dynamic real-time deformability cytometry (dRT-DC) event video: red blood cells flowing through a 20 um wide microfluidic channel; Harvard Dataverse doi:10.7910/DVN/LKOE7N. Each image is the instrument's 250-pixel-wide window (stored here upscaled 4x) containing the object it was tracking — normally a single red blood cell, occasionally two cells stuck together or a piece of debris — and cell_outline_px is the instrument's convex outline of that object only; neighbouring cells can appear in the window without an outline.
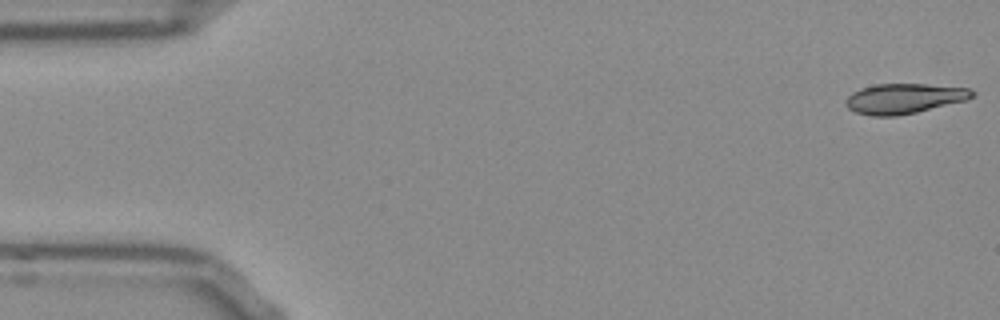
{"species": "Egyptian fruit bat (a non-hibernating species)", "species_latin": "Rousettus aegyptiacus", "temperature_condition": "room temperature", "stored_images_in_passage": 18, "camera_frame_rate_fps": 3000, "um_per_image_px": 0.085, "frame": {"image": 1, "passage_image": 1, "time_ms": 0.0, "image_size_px": [1000, 320], "cell_outline_px": [[976, 92], [968, 100], [916, 112], [896, 116], [872, 116], [856, 112], [848, 108], [844, 100], [852, 92], [860, 88], [876, 84], [924, 84], [968, 88]], "centroid_in_image_um": [76.83, 8.37], "position_along_channel_um": 8.2, "area_um2": 22.14}}
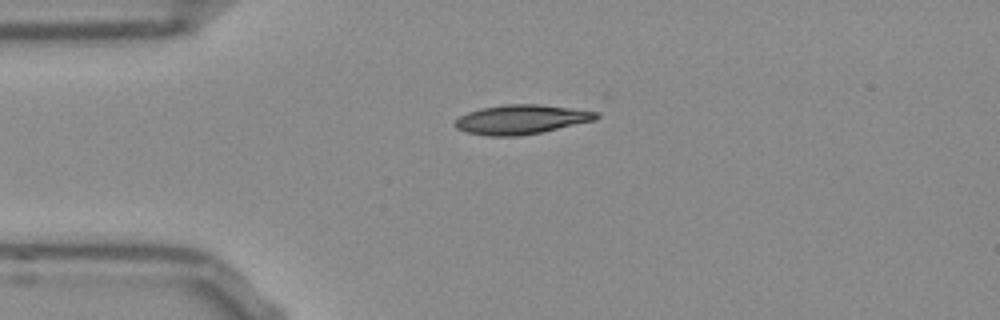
{"frame": {"image": 2, "passage_image": 12, "time_ms": 3.667, "image_size_px": [1000, 320], "cell_outline_px": [[600, 116], [596, 120], [540, 132], [520, 136], [488, 136], [464, 132], [456, 128], [452, 124], [460, 116], [468, 112], [480, 108], [504, 104], [540, 104], [600, 108]], "centroid_in_image_um": [44.46, 10.12], "position_along_channel_um": 40.5, "area_um2": 25.14}}
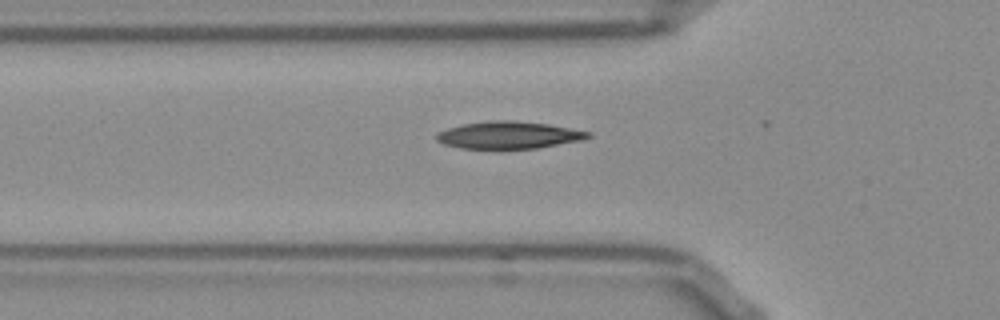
{"frame": {"image": 3, "passage_image": 17, "time_ms": 5.333, "image_size_px": [1000, 320], "cell_outline_px": [[592, 136], [584, 140], [540, 148], [460, 148], [444, 144], [436, 140], [436, 136], [440, 132], [448, 128], [464, 124], [488, 120], [512, 120], [548, 124], [592, 132]], "centroid_in_image_um": [43.31, 11.48], "position_along_channel_um": 82.5, "area_um2": 24.04}}